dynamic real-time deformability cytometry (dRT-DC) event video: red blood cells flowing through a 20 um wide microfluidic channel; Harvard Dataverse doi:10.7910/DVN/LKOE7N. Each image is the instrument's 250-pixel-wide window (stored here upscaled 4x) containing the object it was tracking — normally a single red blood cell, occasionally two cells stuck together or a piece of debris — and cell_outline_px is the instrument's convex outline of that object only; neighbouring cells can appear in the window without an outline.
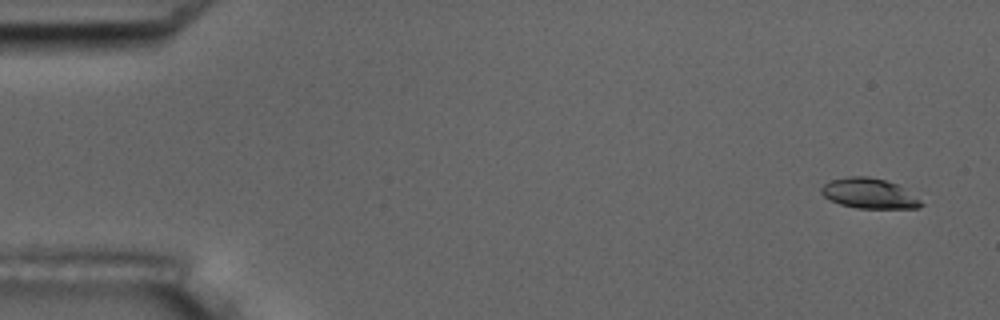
{"species": "common noctule bat (a hibernating species)", "species_latin": "Nyctalus noctula", "temperature_condition": "room temperature", "stored_images_in_passage": 5, "camera_frame_rate_fps": 3000, "um_per_image_px": 0.085, "animal": {"sex": "male", "body_mass_g": 17.5, "forearm_length_mm": 52.3}, "frame": {"image": 1, "passage_image": 1, "time_ms": 0.0, "image_size_px": [1000, 320], "cell_outline_px": [[924, 204], [916, 208], [856, 208], [840, 204], [824, 196], [820, 192], [820, 188], [828, 180], [848, 176], [868, 176], [884, 180], [896, 184], [920, 200]], "centroid_in_image_um": [73.82, 16.43], "position_along_channel_um": 11.2, "area_um2": 17.34}}
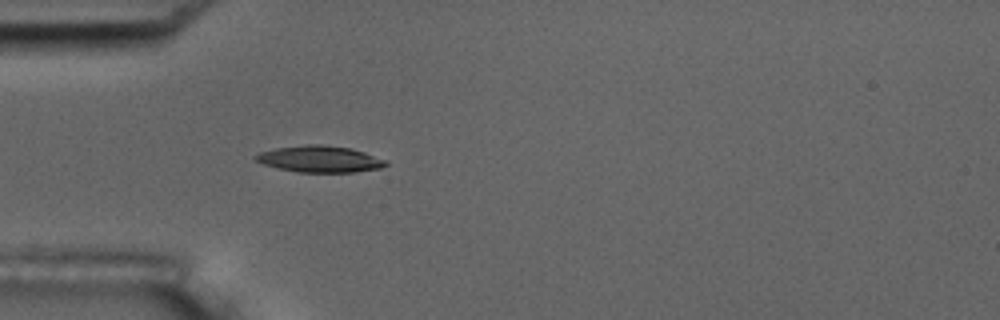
{"frame": {"image": 2, "passage_image": 5, "time_ms": 4.667, "image_size_px": [1000, 320], "cell_outline_px": [[388, 164], [380, 168], [356, 172], [296, 172], [264, 164], [256, 160], [252, 156], [260, 152], [276, 148], [308, 144], [320, 144], [352, 148], [364, 152], [384, 160]], "centroid_in_image_um": [27.17, 13.51], "position_along_channel_um": 57.8, "area_um2": 19.94}}